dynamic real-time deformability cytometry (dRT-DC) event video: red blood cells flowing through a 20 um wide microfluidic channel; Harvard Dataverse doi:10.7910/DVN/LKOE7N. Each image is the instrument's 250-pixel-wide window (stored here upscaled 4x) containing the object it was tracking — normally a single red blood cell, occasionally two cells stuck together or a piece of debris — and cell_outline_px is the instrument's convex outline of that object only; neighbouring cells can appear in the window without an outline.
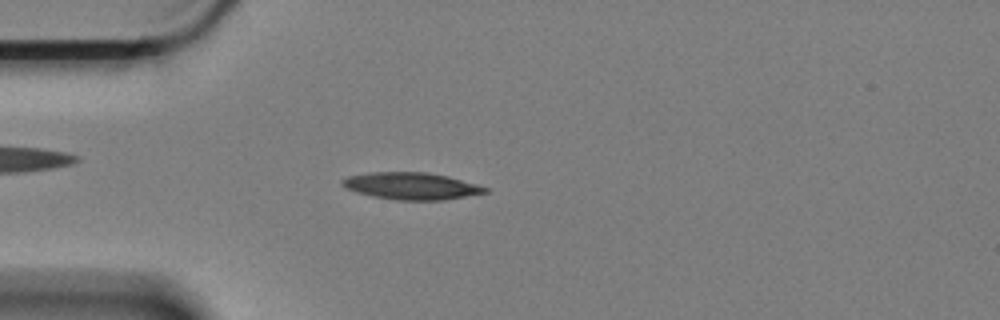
{"species": "Egyptian fruit bat (a non-hibernating species)", "species_latin": "Rousettus aegyptiacus", "temperature_condition": "cold", "stored_images_in_passage": 58, "camera_frame_rate_fps": 3000, "um_per_image_px": 0.085, "animal": {"sex": "female"}, "frame": {"image": 1, "passage_image": 15, "time_ms": 4.667, "image_size_px": [1000, 320], "cell_outline_px": [[488, 192], [444, 200], [396, 200], [372, 196], [356, 192], [344, 188], [340, 184], [340, 180], [348, 176], [368, 172], [428, 172], [448, 176], [476, 184], [488, 188]], "centroid_in_image_um": [34.91, 15.8], "position_along_channel_um": 50.1, "area_um2": 22.6}}
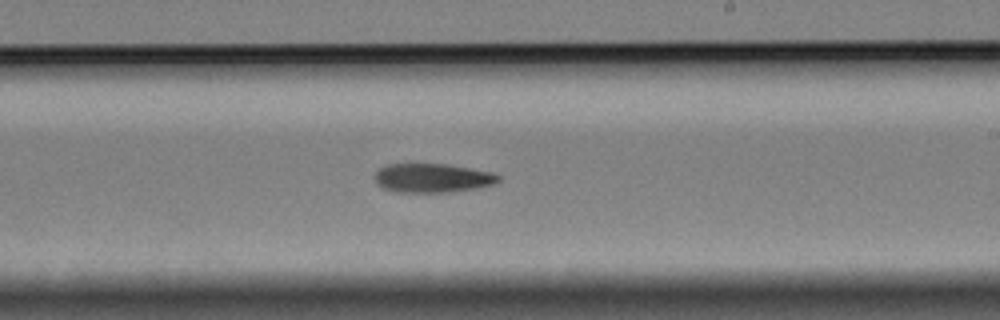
{"frame": {"image": 2, "passage_image": 34, "time_ms": 11.0, "image_size_px": [1000, 320], "cell_outline_px": [[500, 180], [496, 184], [476, 188], [448, 192], [396, 192], [384, 188], [376, 184], [376, 172], [384, 164], [448, 164], [492, 172], [500, 176]], "centroid_in_image_um": [36.77, 15.13], "position_along_channel_um": 252.2, "area_um2": 20.92}}
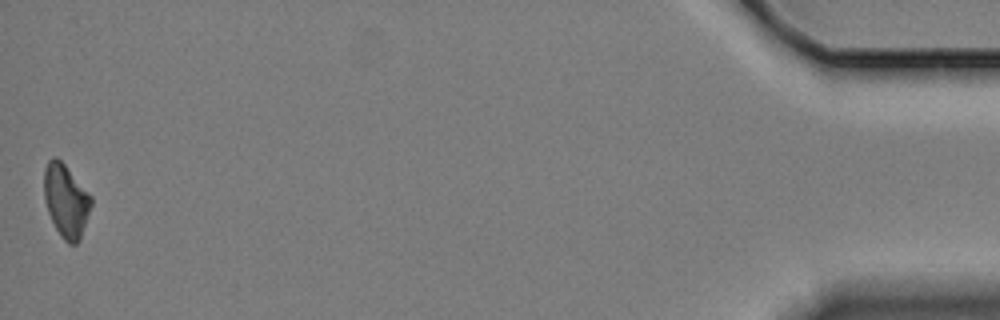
{"frame": {"image": 3, "passage_image": 58, "time_ms": 19.0, "image_size_px": [1000, 320], "cell_outline_px": [[92, 204], [80, 240], [76, 244], [68, 244], [60, 236], [48, 212], [44, 200], [44, 168], [48, 160], [52, 156], [56, 156], [64, 164], [92, 196]], "centroid_in_image_um": [5.6, 17.06], "position_along_channel_um": 429.6, "area_um2": 20.11}}